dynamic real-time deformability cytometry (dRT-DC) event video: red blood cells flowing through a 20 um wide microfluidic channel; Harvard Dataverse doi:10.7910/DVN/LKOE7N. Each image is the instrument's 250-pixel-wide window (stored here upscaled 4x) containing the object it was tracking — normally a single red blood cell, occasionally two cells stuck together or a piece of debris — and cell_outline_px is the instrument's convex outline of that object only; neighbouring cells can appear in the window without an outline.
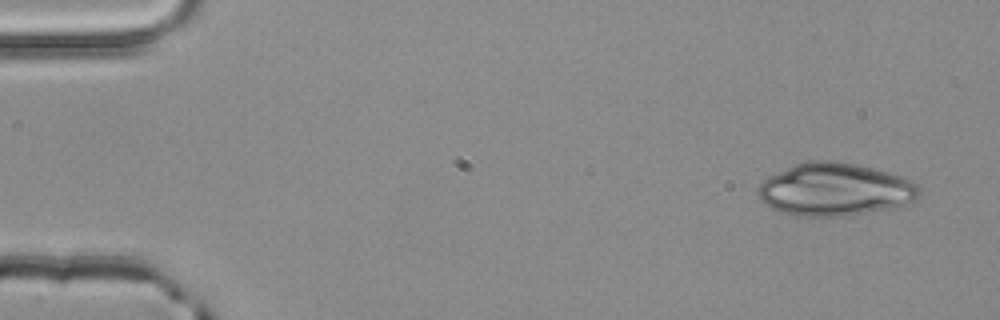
{"species": "common noctule bat (a hibernating species)", "species_latin": "Nyctalus noctula", "temperature_condition": "room temperature", "stored_images_in_passage": 4, "camera_frame_rate_fps": 3000, "um_per_image_px": 0.085, "animal": {"sex": "male", "body_mass_g": 20.4}, "frame": {"image": 1, "passage_image": 1, "time_ms": 0.0, "image_size_px": [1000, 320], "cell_outline_px": [[920, 192], [916, 200], [892, 208], [844, 216], [796, 216], [780, 212], [764, 204], [760, 200], [756, 192], [756, 188], [768, 176], [796, 164], [812, 160], [832, 160], [856, 164], [904, 176], [920, 184]], "centroid_in_image_um": [70.97, 16.11], "position_along_channel_um": 14.0, "area_um2": 49.88}}